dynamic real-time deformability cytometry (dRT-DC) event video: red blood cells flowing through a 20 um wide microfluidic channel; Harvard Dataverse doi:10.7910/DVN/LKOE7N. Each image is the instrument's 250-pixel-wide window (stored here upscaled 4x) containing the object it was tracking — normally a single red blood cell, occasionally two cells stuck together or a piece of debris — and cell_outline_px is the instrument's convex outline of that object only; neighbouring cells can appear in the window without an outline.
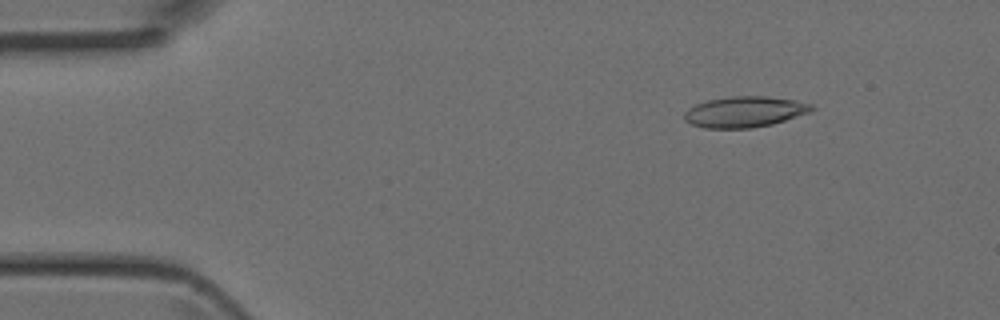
{"species": "Egyptian fruit bat (a non-hibernating species)", "species_latin": "Rousettus aegyptiacus", "temperature_condition": "room temperature", "stored_images_in_passage": 4, "camera_frame_rate_fps": 3000, "um_per_image_px": 0.085, "animal": {"sex": "female"}, "frame": {"image": 1, "passage_image": 1, "time_ms": 0.0, "image_size_px": [1000, 320], "cell_outline_px": [[816, 108], [812, 112], [772, 124], [752, 128], [704, 128], [692, 124], [684, 120], [684, 112], [688, 108], [696, 104], [708, 100], [732, 96], [764, 96], [796, 100], [812, 104]], "centroid_in_image_um": [63.32, 9.5], "position_along_channel_um": 21.7, "area_um2": 23.0}}
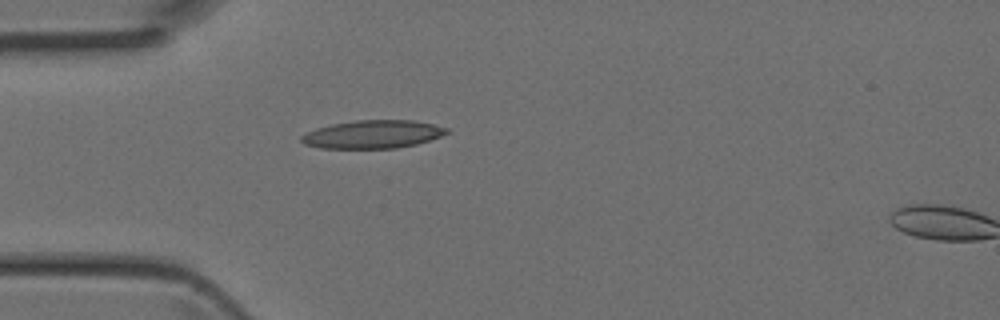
{"frame": {"image": 2, "passage_image": 3, "time_ms": 0.667, "image_size_px": [1000, 320], "cell_outline_px": [[452, 132], [416, 144], [396, 148], [320, 148], [304, 144], [300, 140], [300, 136], [316, 128], [332, 124], [356, 120], [416, 120], [448, 128]], "centroid_in_image_um": [31.69, 11.41], "position_along_channel_um": 53.3, "area_um2": 23.81}}